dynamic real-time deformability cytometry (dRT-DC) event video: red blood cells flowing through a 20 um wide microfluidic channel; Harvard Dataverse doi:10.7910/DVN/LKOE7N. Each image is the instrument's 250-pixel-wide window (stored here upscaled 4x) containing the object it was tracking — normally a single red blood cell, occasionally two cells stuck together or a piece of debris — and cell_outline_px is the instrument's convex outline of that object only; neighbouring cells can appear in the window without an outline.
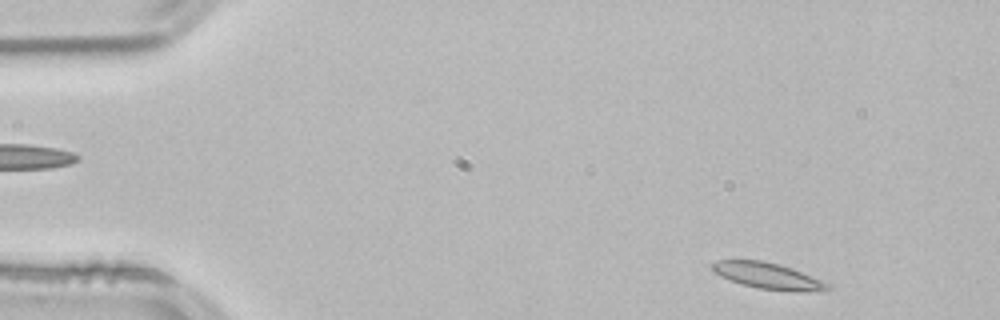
{"species": "common noctule bat (a hibernating species)", "species_latin": "Nyctalus noctula", "temperature_condition": "room temperature", "stored_images_in_passage": 51, "segment_of_instrument_passage": [1, 2], "camera_frame_rate_fps": 3000, "um_per_image_px": 0.085, "animal": {"sex": "male", "body_mass_g": 21.5, "forearm_length_mm": 52.0}, "frame": {"image": 1, "passage_image": 2, "time_ms": 0.333, "image_size_px": [1000, 320], "cell_outline_px": [[832, 288], [820, 292], [796, 292], [756, 288], [740, 284], [720, 276], [712, 272], [712, 264], [716, 260], [764, 260], [780, 264], [792, 268], [832, 284]], "centroid_in_image_um": [65.32, 23.46], "position_along_channel_um": 19.7, "area_um2": 18.09}}
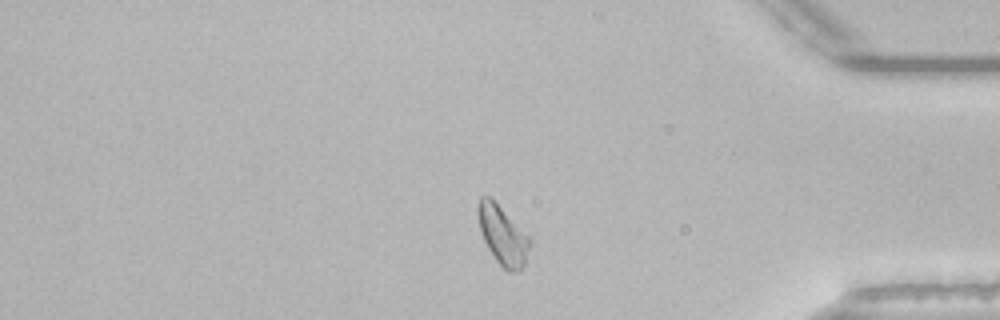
{"frame": {"image": 2, "passage_image": 41, "time_ms": 13.333, "image_size_px": [1000, 320], "cell_outline_px": [[528, 248], [524, 264], [520, 272], [508, 272], [496, 260], [488, 248], [480, 232], [476, 212], [476, 204], [480, 196], [492, 196], [528, 236]], "centroid_in_image_um": [42.66, 19.93], "position_along_channel_um": 392.5, "area_um2": 17.8}}